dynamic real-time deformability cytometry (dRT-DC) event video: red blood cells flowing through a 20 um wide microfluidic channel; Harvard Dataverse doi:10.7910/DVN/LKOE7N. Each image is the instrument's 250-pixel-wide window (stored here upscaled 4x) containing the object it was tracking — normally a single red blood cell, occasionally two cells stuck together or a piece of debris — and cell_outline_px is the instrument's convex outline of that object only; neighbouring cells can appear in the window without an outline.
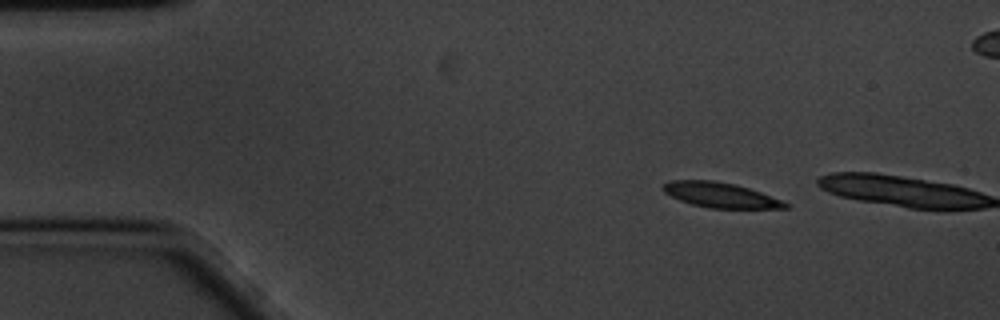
{"species": "common noctule bat (a hibernating species)", "species_latin": "Nyctalus noctula", "temperature_condition": "cold", "stored_images_in_passage": 4, "camera_frame_rate_fps": 3000, "um_per_image_px": 0.085, "animal": {"sex": "male", "body_mass_g": 20.1, "forearm_length_mm": 53.5}, "frame": {"image": 1, "passage_image": 1, "time_ms": 0.0, "image_size_px": [1000, 320], "cell_outline_px": [[788, 208], [708, 208], [692, 204], [680, 200], [664, 192], [660, 188], [664, 184], [672, 180], [712, 180], [732, 184], [748, 188], [760, 192], [780, 200], [788, 204]], "centroid_in_image_um": [61.18, 16.58], "position_along_channel_um": 23.8, "area_um2": 17.51}}